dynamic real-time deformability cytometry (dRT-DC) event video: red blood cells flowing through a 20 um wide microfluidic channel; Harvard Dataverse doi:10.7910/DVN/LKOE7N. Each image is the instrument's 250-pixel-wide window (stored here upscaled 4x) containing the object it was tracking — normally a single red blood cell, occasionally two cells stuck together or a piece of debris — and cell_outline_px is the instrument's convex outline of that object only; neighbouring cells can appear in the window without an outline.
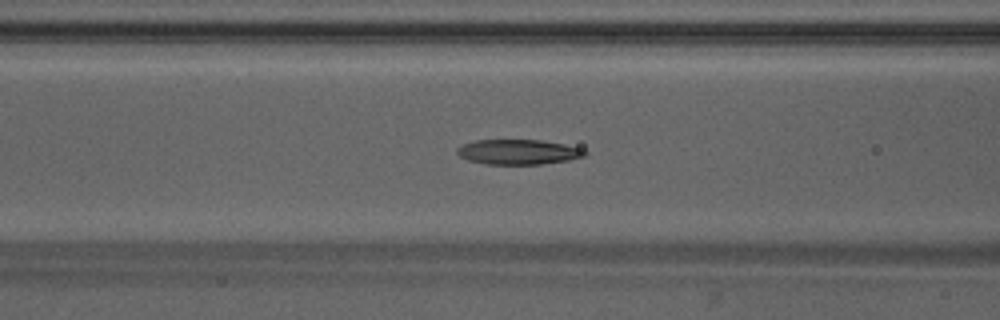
{"species": "Egyptian fruit bat (a non-hibernating species)", "species_latin": "Rousettus aegyptiacus", "temperature_condition": "warm", "stored_images_in_passage": 50, "camera_frame_rate_fps": 3000, "um_per_image_px": 0.085, "animal": {"sex": "male"}, "frame": {"image": 1, "passage_image": 20, "time_ms": 6.333, "image_size_px": [1000, 320], "cell_outline_px": [[588, 152], [584, 156], [568, 160], [540, 164], [484, 164], [468, 160], [460, 156], [456, 152], [456, 148], [464, 144], [476, 140], [540, 140], [564, 144], [580, 148]], "centroid_in_image_um": [44.03, 12.91], "position_along_channel_um": 122.6, "area_um2": 18.5}}
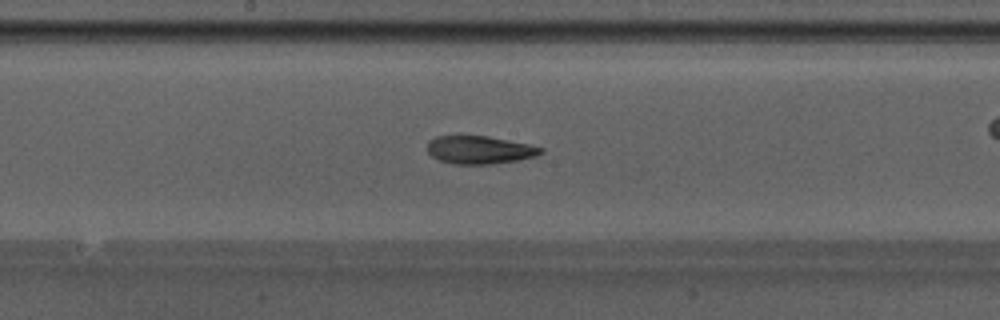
{"frame": {"image": 2, "passage_image": 26, "time_ms": 8.333, "image_size_px": [1000, 320], "cell_outline_px": [[544, 152], [536, 156], [516, 160], [492, 164], [456, 164], [440, 160], [432, 156], [428, 152], [428, 140], [436, 136], [488, 136], [528, 144], [544, 148]], "centroid_in_image_um": [40.77, 12.73], "position_along_channel_um": 207.4, "area_um2": 18.38}}
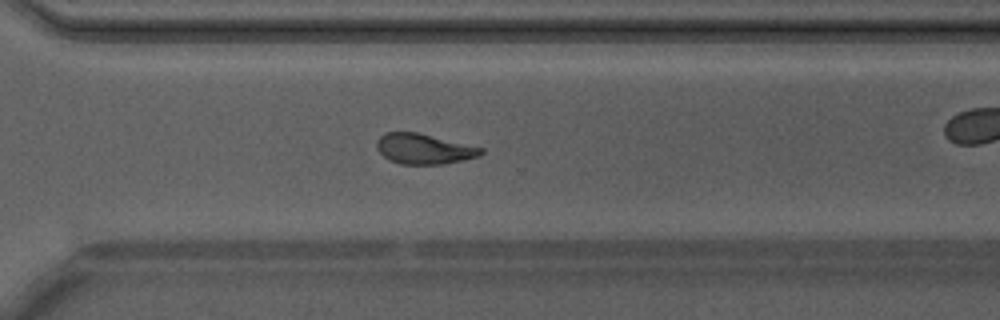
{"frame": {"image": 3, "passage_image": 35, "time_ms": 11.333, "image_size_px": [1000, 320], "cell_outline_px": [[484, 152], [480, 156], [440, 164], [400, 164], [388, 160], [376, 148], [376, 140], [384, 132], [416, 132], [484, 148]], "centroid_in_image_um": [36.0, 12.65], "position_along_channel_um": 334.6, "area_um2": 18.32}, "authors_computed_cell_mechanics": {"area_um2": 19.074, "velocity_mm_per_s": 4.2465, "shape_relaxation_time_tau1_ms": 4.5068, "shape_relaxation_time_tau2_ms": 2.0668, "deformation_change_tau1": 0.1828, "deformation_change_tau2": 0.096}}